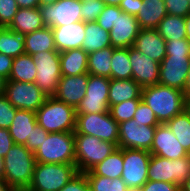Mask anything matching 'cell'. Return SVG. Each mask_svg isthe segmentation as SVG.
I'll return each mask as SVG.
<instances>
[{
  "label": "cell",
  "instance_id": "obj_6",
  "mask_svg": "<svg viewBox=\"0 0 190 191\" xmlns=\"http://www.w3.org/2000/svg\"><path fill=\"white\" fill-rule=\"evenodd\" d=\"M117 148L116 144L102 141L95 136L75 134V165L78 172L90 171Z\"/></svg>",
  "mask_w": 190,
  "mask_h": 191
},
{
  "label": "cell",
  "instance_id": "obj_40",
  "mask_svg": "<svg viewBox=\"0 0 190 191\" xmlns=\"http://www.w3.org/2000/svg\"><path fill=\"white\" fill-rule=\"evenodd\" d=\"M18 10L16 0H0V27H9Z\"/></svg>",
  "mask_w": 190,
  "mask_h": 191
},
{
  "label": "cell",
  "instance_id": "obj_57",
  "mask_svg": "<svg viewBox=\"0 0 190 191\" xmlns=\"http://www.w3.org/2000/svg\"><path fill=\"white\" fill-rule=\"evenodd\" d=\"M0 179H4V162L2 157H0Z\"/></svg>",
  "mask_w": 190,
  "mask_h": 191
},
{
  "label": "cell",
  "instance_id": "obj_10",
  "mask_svg": "<svg viewBox=\"0 0 190 191\" xmlns=\"http://www.w3.org/2000/svg\"><path fill=\"white\" fill-rule=\"evenodd\" d=\"M151 153L142 149L123 148L122 180L130 191H138L148 181Z\"/></svg>",
  "mask_w": 190,
  "mask_h": 191
},
{
  "label": "cell",
  "instance_id": "obj_7",
  "mask_svg": "<svg viewBox=\"0 0 190 191\" xmlns=\"http://www.w3.org/2000/svg\"><path fill=\"white\" fill-rule=\"evenodd\" d=\"M75 134L95 136L118 146L119 125L110 112L76 115Z\"/></svg>",
  "mask_w": 190,
  "mask_h": 191
},
{
  "label": "cell",
  "instance_id": "obj_5",
  "mask_svg": "<svg viewBox=\"0 0 190 191\" xmlns=\"http://www.w3.org/2000/svg\"><path fill=\"white\" fill-rule=\"evenodd\" d=\"M78 173L74 164L36 162L31 183L25 191H60Z\"/></svg>",
  "mask_w": 190,
  "mask_h": 191
},
{
  "label": "cell",
  "instance_id": "obj_38",
  "mask_svg": "<svg viewBox=\"0 0 190 191\" xmlns=\"http://www.w3.org/2000/svg\"><path fill=\"white\" fill-rule=\"evenodd\" d=\"M133 119L136 120L137 125L144 124L146 126H157L159 121L155 116V113L150 109V107L145 104L142 100L140 101Z\"/></svg>",
  "mask_w": 190,
  "mask_h": 191
},
{
  "label": "cell",
  "instance_id": "obj_8",
  "mask_svg": "<svg viewBox=\"0 0 190 191\" xmlns=\"http://www.w3.org/2000/svg\"><path fill=\"white\" fill-rule=\"evenodd\" d=\"M147 175L148 180L174 183L180 186L190 175V155L170 160L151 154Z\"/></svg>",
  "mask_w": 190,
  "mask_h": 191
},
{
  "label": "cell",
  "instance_id": "obj_20",
  "mask_svg": "<svg viewBox=\"0 0 190 191\" xmlns=\"http://www.w3.org/2000/svg\"><path fill=\"white\" fill-rule=\"evenodd\" d=\"M132 47L158 63L166 56V41L156 29H140Z\"/></svg>",
  "mask_w": 190,
  "mask_h": 191
},
{
  "label": "cell",
  "instance_id": "obj_34",
  "mask_svg": "<svg viewBox=\"0 0 190 191\" xmlns=\"http://www.w3.org/2000/svg\"><path fill=\"white\" fill-rule=\"evenodd\" d=\"M111 79H132L129 48H115L111 58Z\"/></svg>",
  "mask_w": 190,
  "mask_h": 191
},
{
  "label": "cell",
  "instance_id": "obj_17",
  "mask_svg": "<svg viewBox=\"0 0 190 191\" xmlns=\"http://www.w3.org/2000/svg\"><path fill=\"white\" fill-rule=\"evenodd\" d=\"M132 79L142 88L159 84L160 63L150 59L133 47H129Z\"/></svg>",
  "mask_w": 190,
  "mask_h": 191
},
{
  "label": "cell",
  "instance_id": "obj_47",
  "mask_svg": "<svg viewBox=\"0 0 190 191\" xmlns=\"http://www.w3.org/2000/svg\"><path fill=\"white\" fill-rule=\"evenodd\" d=\"M138 191H180V186L174 183L148 180Z\"/></svg>",
  "mask_w": 190,
  "mask_h": 191
},
{
  "label": "cell",
  "instance_id": "obj_52",
  "mask_svg": "<svg viewBox=\"0 0 190 191\" xmlns=\"http://www.w3.org/2000/svg\"><path fill=\"white\" fill-rule=\"evenodd\" d=\"M183 92H184L185 98L190 97V70L187 75V79H186V83H185Z\"/></svg>",
  "mask_w": 190,
  "mask_h": 191
},
{
  "label": "cell",
  "instance_id": "obj_51",
  "mask_svg": "<svg viewBox=\"0 0 190 191\" xmlns=\"http://www.w3.org/2000/svg\"><path fill=\"white\" fill-rule=\"evenodd\" d=\"M19 8H37L40 7V0H16Z\"/></svg>",
  "mask_w": 190,
  "mask_h": 191
},
{
  "label": "cell",
  "instance_id": "obj_59",
  "mask_svg": "<svg viewBox=\"0 0 190 191\" xmlns=\"http://www.w3.org/2000/svg\"><path fill=\"white\" fill-rule=\"evenodd\" d=\"M58 0H40V6L41 5H50L53 4L55 2H57Z\"/></svg>",
  "mask_w": 190,
  "mask_h": 191
},
{
  "label": "cell",
  "instance_id": "obj_43",
  "mask_svg": "<svg viewBox=\"0 0 190 191\" xmlns=\"http://www.w3.org/2000/svg\"><path fill=\"white\" fill-rule=\"evenodd\" d=\"M164 2L169 15L181 16L184 18L190 15L189 0H164Z\"/></svg>",
  "mask_w": 190,
  "mask_h": 191
},
{
  "label": "cell",
  "instance_id": "obj_12",
  "mask_svg": "<svg viewBox=\"0 0 190 191\" xmlns=\"http://www.w3.org/2000/svg\"><path fill=\"white\" fill-rule=\"evenodd\" d=\"M110 78L89 74L86 95L76 108L77 115L109 112Z\"/></svg>",
  "mask_w": 190,
  "mask_h": 191
},
{
  "label": "cell",
  "instance_id": "obj_45",
  "mask_svg": "<svg viewBox=\"0 0 190 191\" xmlns=\"http://www.w3.org/2000/svg\"><path fill=\"white\" fill-rule=\"evenodd\" d=\"M190 55V41L187 39L166 41V55Z\"/></svg>",
  "mask_w": 190,
  "mask_h": 191
},
{
  "label": "cell",
  "instance_id": "obj_49",
  "mask_svg": "<svg viewBox=\"0 0 190 191\" xmlns=\"http://www.w3.org/2000/svg\"><path fill=\"white\" fill-rule=\"evenodd\" d=\"M140 5H142V0H121L119 8L129 15L136 16Z\"/></svg>",
  "mask_w": 190,
  "mask_h": 191
},
{
  "label": "cell",
  "instance_id": "obj_23",
  "mask_svg": "<svg viewBox=\"0 0 190 191\" xmlns=\"http://www.w3.org/2000/svg\"><path fill=\"white\" fill-rule=\"evenodd\" d=\"M45 26L40 9L37 7L19 8L8 28L24 36Z\"/></svg>",
  "mask_w": 190,
  "mask_h": 191
},
{
  "label": "cell",
  "instance_id": "obj_30",
  "mask_svg": "<svg viewBox=\"0 0 190 191\" xmlns=\"http://www.w3.org/2000/svg\"><path fill=\"white\" fill-rule=\"evenodd\" d=\"M114 49L109 46L88 54V74L111 79V58Z\"/></svg>",
  "mask_w": 190,
  "mask_h": 191
},
{
  "label": "cell",
  "instance_id": "obj_19",
  "mask_svg": "<svg viewBox=\"0 0 190 191\" xmlns=\"http://www.w3.org/2000/svg\"><path fill=\"white\" fill-rule=\"evenodd\" d=\"M89 74L77 76H62L53 95L60 101L77 108L86 95Z\"/></svg>",
  "mask_w": 190,
  "mask_h": 191
},
{
  "label": "cell",
  "instance_id": "obj_42",
  "mask_svg": "<svg viewBox=\"0 0 190 191\" xmlns=\"http://www.w3.org/2000/svg\"><path fill=\"white\" fill-rule=\"evenodd\" d=\"M122 12L119 6L105 5L96 22L101 28L110 32L116 21V13Z\"/></svg>",
  "mask_w": 190,
  "mask_h": 191
},
{
  "label": "cell",
  "instance_id": "obj_13",
  "mask_svg": "<svg viewBox=\"0 0 190 191\" xmlns=\"http://www.w3.org/2000/svg\"><path fill=\"white\" fill-rule=\"evenodd\" d=\"M81 7L80 0H58L50 5H41L39 9L46 27L54 28L82 21Z\"/></svg>",
  "mask_w": 190,
  "mask_h": 191
},
{
  "label": "cell",
  "instance_id": "obj_46",
  "mask_svg": "<svg viewBox=\"0 0 190 191\" xmlns=\"http://www.w3.org/2000/svg\"><path fill=\"white\" fill-rule=\"evenodd\" d=\"M60 191H90L85 173L79 172Z\"/></svg>",
  "mask_w": 190,
  "mask_h": 191
},
{
  "label": "cell",
  "instance_id": "obj_58",
  "mask_svg": "<svg viewBox=\"0 0 190 191\" xmlns=\"http://www.w3.org/2000/svg\"><path fill=\"white\" fill-rule=\"evenodd\" d=\"M6 80L0 76V95L4 94Z\"/></svg>",
  "mask_w": 190,
  "mask_h": 191
},
{
  "label": "cell",
  "instance_id": "obj_28",
  "mask_svg": "<svg viewBox=\"0 0 190 191\" xmlns=\"http://www.w3.org/2000/svg\"><path fill=\"white\" fill-rule=\"evenodd\" d=\"M111 46L110 35L107 30L101 28L96 21L85 23V38L82 49L90 54L97 50Z\"/></svg>",
  "mask_w": 190,
  "mask_h": 191
},
{
  "label": "cell",
  "instance_id": "obj_31",
  "mask_svg": "<svg viewBox=\"0 0 190 191\" xmlns=\"http://www.w3.org/2000/svg\"><path fill=\"white\" fill-rule=\"evenodd\" d=\"M185 19L181 16L167 14L159 22L156 30L165 41L187 39Z\"/></svg>",
  "mask_w": 190,
  "mask_h": 191
},
{
  "label": "cell",
  "instance_id": "obj_48",
  "mask_svg": "<svg viewBox=\"0 0 190 191\" xmlns=\"http://www.w3.org/2000/svg\"><path fill=\"white\" fill-rule=\"evenodd\" d=\"M13 144L9 129L0 128V157L4 158Z\"/></svg>",
  "mask_w": 190,
  "mask_h": 191
},
{
  "label": "cell",
  "instance_id": "obj_9",
  "mask_svg": "<svg viewBox=\"0 0 190 191\" xmlns=\"http://www.w3.org/2000/svg\"><path fill=\"white\" fill-rule=\"evenodd\" d=\"M33 56L37 74L34 83L47 96H53L57 90L61 75L60 52L44 51Z\"/></svg>",
  "mask_w": 190,
  "mask_h": 191
},
{
  "label": "cell",
  "instance_id": "obj_2",
  "mask_svg": "<svg viewBox=\"0 0 190 191\" xmlns=\"http://www.w3.org/2000/svg\"><path fill=\"white\" fill-rule=\"evenodd\" d=\"M3 181L15 191H25L32 180L36 159L25 145L13 144L3 158Z\"/></svg>",
  "mask_w": 190,
  "mask_h": 191
},
{
  "label": "cell",
  "instance_id": "obj_55",
  "mask_svg": "<svg viewBox=\"0 0 190 191\" xmlns=\"http://www.w3.org/2000/svg\"><path fill=\"white\" fill-rule=\"evenodd\" d=\"M104 5L119 6L121 0H100Z\"/></svg>",
  "mask_w": 190,
  "mask_h": 191
},
{
  "label": "cell",
  "instance_id": "obj_61",
  "mask_svg": "<svg viewBox=\"0 0 190 191\" xmlns=\"http://www.w3.org/2000/svg\"><path fill=\"white\" fill-rule=\"evenodd\" d=\"M81 2H87V1H91V0H80Z\"/></svg>",
  "mask_w": 190,
  "mask_h": 191
},
{
  "label": "cell",
  "instance_id": "obj_24",
  "mask_svg": "<svg viewBox=\"0 0 190 191\" xmlns=\"http://www.w3.org/2000/svg\"><path fill=\"white\" fill-rule=\"evenodd\" d=\"M36 124V112L17 109L9 128L14 144L25 145Z\"/></svg>",
  "mask_w": 190,
  "mask_h": 191
},
{
  "label": "cell",
  "instance_id": "obj_22",
  "mask_svg": "<svg viewBox=\"0 0 190 191\" xmlns=\"http://www.w3.org/2000/svg\"><path fill=\"white\" fill-rule=\"evenodd\" d=\"M167 14L164 0H142L135 17L140 29H156Z\"/></svg>",
  "mask_w": 190,
  "mask_h": 191
},
{
  "label": "cell",
  "instance_id": "obj_25",
  "mask_svg": "<svg viewBox=\"0 0 190 191\" xmlns=\"http://www.w3.org/2000/svg\"><path fill=\"white\" fill-rule=\"evenodd\" d=\"M62 76H77L88 73V53L82 48L60 52Z\"/></svg>",
  "mask_w": 190,
  "mask_h": 191
},
{
  "label": "cell",
  "instance_id": "obj_11",
  "mask_svg": "<svg viewBox=\"0 0 190 191\" xmlns=\"http://www.w3.org/2000/svg\"><path fill=\"white\" fill-rule=\"evenodd\" d=\"M4 95L16 109L32 112H36L48 97L34 82L19 81H6Z\"/></svg>",
  "mask_w": 190,
  "mask_h": 191
},
{
  "label": "cell",
  "instance_id": "obj_15",
  "mask_svg": "<svg viewBox=\"0 0 190 191\" xmlns=\"http://www.w3.org/2000/svg\"><path fill=\"white\" fill-rule=\"evenodd\" d=\"M118 148L151 150L156 126L137 125L135 119L119 123Z\"/></svg>",
  "mask_w": 190,
  "mask_h": 191
},
{
  "label": "cell",
  "instance_id": "obj_41",
  "mask_svg": "<svg viewBox=\"0 0 190 191\" xmlns=\"http://www.w3.org/2000/svg\"><path fill=\"white\" fill-rule=\"evenodd\" d=\"M16 110L4 94L0 95V128H10Z\"/></svg>",
  "mask_w": 190,
  "mask_h": 191
},
{
  "label": "cell",
  "instance_id": "obj_37",
  "mask_svg": "<svg viewBox=\"0 0 190 191\" xmlns=\"http://www.w3.org/2000/svg\"><path fill=\"white\" fill-rule=\"evenodd\" d=\"M142 99H131L115 105L109 108V112L112 118L119 124L133 119L136 109Z\"/></svg>",
  "mask_w": 190,
  "mask_h": 191
},
{
  "label": "cell",
  "instance_id": "obj_14",
  "mask_svg": "<svg viewBox=\"0 0 190 191\" xmlns=\"http://www.w3.org/2000/svg\"><path fill=\"white\" fill-rule=\"evenodd\" d=\"M190 70V55H166L159 67V84L184 91Z\"/></svg>",
  "mask_w": 190,
  "mask_h": 191
},
{
  "label": "cell",
  "instance_id": "obj_26",
  "mask_svg": "<svg viewBox=\"0 0 190 191\" xmlns=\"http://www.w3.org/2000/svg\"><path fill=\"white\" fill-rule=\"evenodd\" d=\"M141 91L142 87L133 79H111L108 94L109 108L127 100L142 99Z\"/></svg>",
  "mask_w": 190,
  "mask_h": 191
},
{
  "label": "cell",
  "instance_id": "obj_27",
  "mask_svg": "<svg viewBox=\"0 0 190 191\" xmlns=\"http://www.w3.org/2000/svg\"><path fill=\"white\" fill-rule=\"evenodd\" d=\"M24 37L25 53L34 55L44 51H56L53 31L49 27H43Z\"/></svg>",
  "mask_w": 190,
  "mask_h": 191
},
{
  "label": "cell",
  "instance_id": "obj_3",
  "mask_svg": "<svg viewBox=\"0 0 190 191\" xmlns=\"http://www.w3.org/2000/svg\"><path fill=\"white\" fill-rule=\"evenodd\" d=\"M76 115V108L54 96H48L45 103L36 111V121L48 133L74 132Z\"/></svg>",
  "mask_w": 190,
  "mask_h": 191
},
{
  "label": "cell",
  "instance_id": "obj_35",
  "mask_svg": "<svg viewBox=\"0 0 190 191\" xmlns=\"http://www.w3.org/2000/svg\"><path fill=\"white\" fill-rule=\"evenodd\" d=\"M187 150L190 149V115L184 110L165 123Z\"/></svg>",
  "mask_w": 190,
  "mask_h": 191
},
{
  "label": "cell",
  "instance_id": "obj_33",
  "mask_svg": "<svg viewBox=\"0 0 190 191\" xmlns=\"http://www.w3.org/2000/svg\"><path fill=\"white\" fill-rule=\"evenodd\" d=\"M0 53L13 58L24 54L23 35L12 31L8 27H0Z\"/></svg>",
  "mask_w": 190,
  "mask_h": 191
},
{
  "label": "cell",
  "instance_id": "obj_36",
  "mask_svg": "<svg viewBox=\"0 0 190 191\" xmlns=\"http://www.w3.org/2000/svg\"><path fill=\"white\" fill-rule=\"evenodd\" d=\"M90 191H130L121 177L111 179L94 175L91 171L85 172Z\"/></svg>",
  "mask_w": 190,
  "mask_h": 191
},
{
  "label": "cell",
  "instance_id": "obj_50",
  "mask_svg": "<svg viewBox=\"0 0 190 191\" xmlns=\"http://www.w3.org/2000/svg\"><path fill=\"white\" fill-rule=\"evenodd\" d=\"M13 59V57H9L0 53V76L6 81L9 78L12 69Z\"/></svg>",
  "mask_w": 190,
  "mask_h": 191
},
{
  "label": "cell",
  "instance_id": "obj_53",
  "mask_svg": "<svg viewBox=\"0 0 190 191\" xmlns=\"http://www.w3.org/2000/svg\"><path fill=\"white\" fill-rule=\"evenodd\" d=\"M180 191H190V175L180 185Z\"/></svg>",
  "mask_w": 190,
  "mask_h": 191
},
{
  "label": "cell",
  "instance_id": "obj_32",
  "mask_svg": "<svg viewBox=\"0 0 190 191\" xmlns=\"http://www.w3.org/2000/svg\"><path fill=\"white\" fill-rule=\"evenodd\" d=\"M94 175L116 179L121 177L123 172V148H117L90 170Z\"/></svg>",
  "mask_w": 190,
  "mask_h": 191
},
{
  "label": "cell",
  "instance_id": "obj_29",
  "mask_svg": "<svg viewBox=\"0 0 190 191\" xmlns=\"http://www.w3.org/2000/svg\"><path fill=\"white\" fill-rule=\"evenodd\" d=\"M36 74L37 68L33 56L24 53L13 59L12 69L7 81L33 83Z\"/></svg>",
  "mask_w": 190,
  "mask_h": 191
},
{
  "label": "cell",
  "instance_id": "obj_18",
  "mask_svg": "<svg viewBox=\"0 0 190 191\" xmlns=\"http://www.w3.org/2000/svg\"><path fill=\"white\" fill-rule=\"evenodd\" d=\"M139 31L135 16L125 12L116 13V21L109 32L111 46L119 49L132 47Z\"/></svg>",
  "mask_w": 190,
  "mask_h": 191
},
{
  "label": "cell",
  "instance_id": "obj_21",
  "mask_svg": "<svg viewBox=\"0 0 190 191\" xmlns=\"http://www.w3.org/2000/svg\"><path fill=\"white\" fill-rule=\"evenodd\" d=\"M51 29L54 35V44L58 52L82 48V42L85 38V23L83 21Z\"/></svg>",
  "mask_w": 190,
  "mask_h": 191
},
{
  "label": "cell",
  "instance_id": "obj_1",
  "mask_svg": "<svg viewBox=\"0 0 190 191\" xmlns=\"http://www.w3.org/2000/svg\"><path fill=\"white\" fill-rule=\"evenodd\" d=\"M142 101L155 113L160 124H165L185 110V95L179 89L155 84L142 88Z\"/></svg>",
  "mask_w": 190,
  "mask_h": 191
},
{
  "label": "cell",
  "instance_id": "obj_54",
  "mask_svg": "<svg viewBox=\"0 0 190 191\" xmlns=\"http://www.w3.org/2000/svg\"><path fill=\"white\" fill-rule=\"evenodd\" d=\"M185 26H186L187 40L190 41V15H188L185 19Z\"/></svg>",
  "mask_w": 190,
  "mask_h": 191
},
{
  "label": "cell",
  "instance_id": "obj_4",
  "mask_svg": "<svg viewBox=\"0 0 190 191\" xmlns=\"http://www.w3.org/2000/svg\"><path fill=\"white\" fill-rule=\"evenodd\" d=\"M34 156L39 163L75 165V132L48 133Z\"/></svg>",
  "mask_w": 190,
  "mask_h": 191
},
{
  "label": "cell",
  "instance_id": "obj_56",
  "mask_svg": "<svg viewBox=\"0 0 190 191\" xmlns=\"http://www.w3.org/2000/svg\"><path fill=\"white\" fill-rule=\"evenodd\" d=\"M0 191H15V190L0 179Z\"/></svg>",
  "mask_w": 190,
  "mask_h": 191
},
{
  "label": "cell",
  "instance_id": "obj_16",
  "mask_svg": "<svg viewBox=\"0 0 190 191\" xmlns=\"http://www.w3.org/2000/svg\"><path fill=\"white\" fill-rule=\"evenodd\" d=\"M149 152L170 160L189 155L188 151L179 143L176 136L166 124L156 126L151 150Z\"/></svg>",
  "mask_w": 190,
  "mask_h": 191
},
{
  "label": "cell",
  "instance_id": "obj_60",
  "mask_svg": "<svg viewBox=\"0 0 190 191\" xmlns=\"http://www.w3.org/2000/svg\"><path fill=\"white\" fill-rule=\"evenodd\" d=\"M185 111L190 115V97L185 100Z\"/></svg>",
  "mask_w": 190,
  "mask_h": 191
},
{
  "label": "cell",
  "instance_id": "obj_39",
  "mask_svg": "<svg viewBox=\"0 0 190 191\" xmlns=\"http://www.w3.org/2000/svg\"><path fill=\"white\" fill-rule=\"evenodd\" d=\"M105 5L100 0L82 2L81 18L84 23L97 21Z\"/></svg>",
  "mask_w": 190,
  "mask_h": 191
},
{
  "label": "cell",
  "instance_id": "obj_44",
  "mask_svg": "<svg viewBox=\"0 0 190 191\" xmlns=\"http://www.w3.org/2000/svg\"><path fill=\"white\" fill-rule=\"evenodd\" d=\"M48 132L39 124L33 127L32 134L27 138L25 146L32 152L35 153L38 147L41 145L44 138H46Z\"/></svg>",
  "mask_w": 190,
  "mask_h": 191
}]
</instances>
